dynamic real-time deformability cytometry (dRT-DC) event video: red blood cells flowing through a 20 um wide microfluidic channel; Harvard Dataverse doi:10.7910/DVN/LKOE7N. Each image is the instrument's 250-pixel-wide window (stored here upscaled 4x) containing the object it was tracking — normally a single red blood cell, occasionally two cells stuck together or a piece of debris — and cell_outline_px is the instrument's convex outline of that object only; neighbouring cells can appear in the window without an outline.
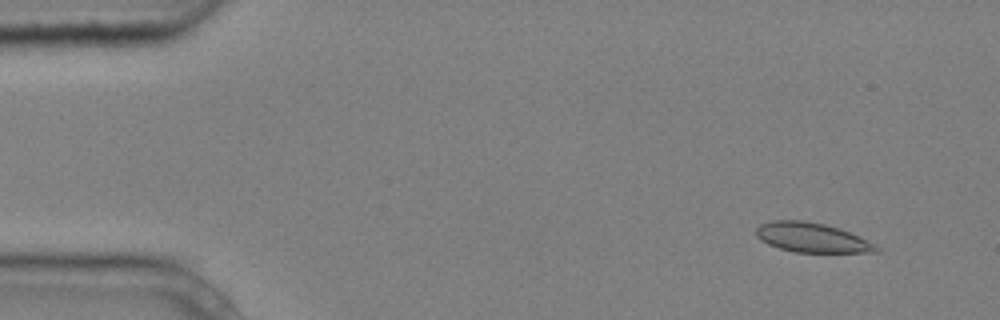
{"species": "common noctule bat (a hibernating species)", "species_latin": "Nyctalus noctula", "temperature_condition": "cold", "stored_images_in_passage": 5, "camera_frame_rate_fps": 3000, "um_per_image_px": 0.085, "animal": {"sex": "male", "body_mass_g": 20.4}, "frame": {"image": 1, "passage_image": 2, "time_ms": 0.333, "image_size_px": [1000, 320], "cell_outline_px": [[880, 252], [792, 252], [768, 244], [760, 240], [756, 236], [756, 228], [760, 224], [772, 220], [804, 220], [824, 224], [840, 228], [876, 244], [880, 248]], "centroid_in_image_um": [69.0, 20.19], "position_along_channel_um": 16.0, "area_um2": 20.75}}
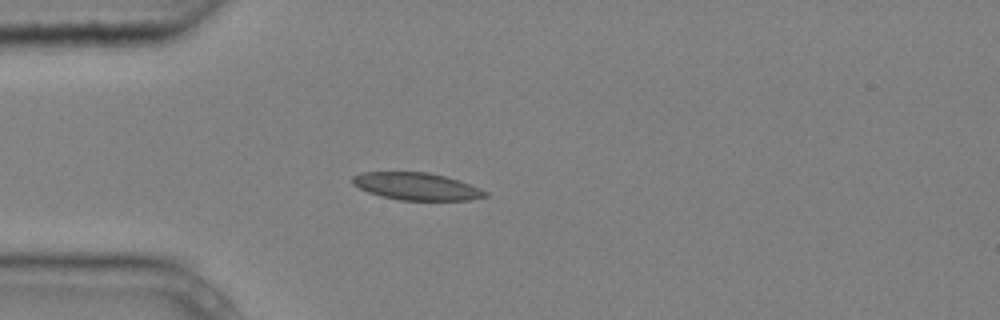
{"frame": {"image": 2, "passage_image": 5, "time_ms": 1.333, "image_size_px": [1000, 320], "cell_outline_px": [[488, 196], [468, 200], [400, 200], [380, 196], [368, 192], [352, 184], [352, 176], [360, 172], [428, 172], [444, 176], [480, 188], [488, 192]], "centroid_in_image_um": [35.37, 15.84], "position_along_channel_um": 49.6, "area_um2": 21.04}}